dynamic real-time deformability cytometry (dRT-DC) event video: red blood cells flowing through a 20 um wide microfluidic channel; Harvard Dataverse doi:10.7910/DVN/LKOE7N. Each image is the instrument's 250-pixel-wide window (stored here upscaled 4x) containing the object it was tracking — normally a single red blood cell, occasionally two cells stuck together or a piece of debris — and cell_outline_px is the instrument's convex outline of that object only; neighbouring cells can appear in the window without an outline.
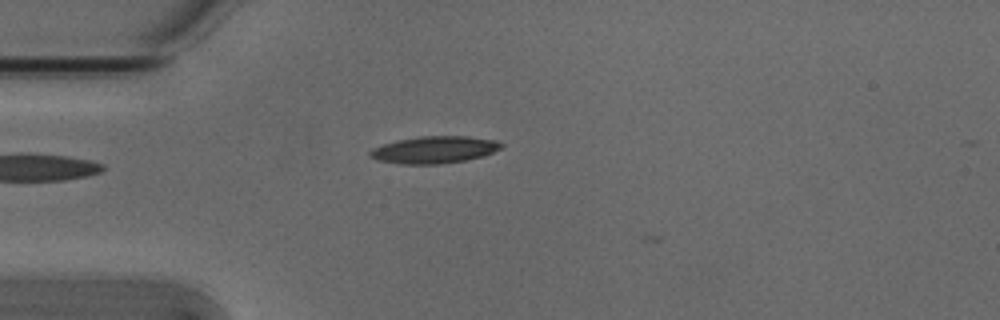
{"species": "Egyptian fruit bat (a non-hibernating species)", "species_latin": "Rousettus aegyptiacus", "temperature_condition": "cold", "stored_images_in_passage": 3, "camera_frame_rate_fps": 3000, "um_per_image_px": 0.085, "animal": {"sex": "male"}, "frame": {"image": 1, "passage_image": 2, "time_ms": 0.333, "image_size_px": [1000, 320], "cell_outline_px": [[504, 144], [500, 148], [484, 156], [464, 160], [440, 164], [400, 164], [376, 160], [368, 156], [368, 152], [372, 148], [396, 140], [420, 136], [468, 136], [496, 140]], "centroid_in_image_um": [36.88, 12.73], "position_along_channel_um": 48.1, "area_um2": 20.81}}